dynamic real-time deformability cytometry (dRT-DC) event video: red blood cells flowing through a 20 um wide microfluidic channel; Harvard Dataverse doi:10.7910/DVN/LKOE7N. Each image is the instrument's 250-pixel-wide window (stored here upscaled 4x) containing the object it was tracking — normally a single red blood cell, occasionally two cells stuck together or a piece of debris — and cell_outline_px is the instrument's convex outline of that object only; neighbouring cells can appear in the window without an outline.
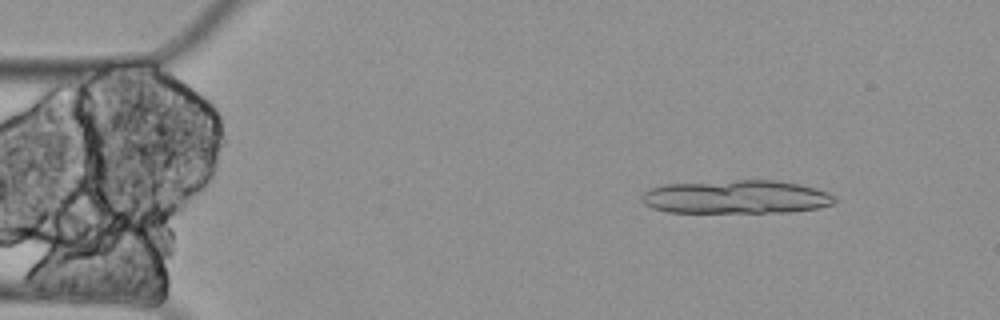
{"species": "Egyptian fruit bat (a non-hibernating species)", "species_latin": "Rousettus aegyptiacus", "temperature_condition": "cold", "stored_images_in_passage": 7, "segment_of_instrument_passage": [1, 2], "camera_frame_rate_fps": 3000, "um_per_image_px": 0.085, "animal": {"sex": "female"}, "frame": {"image": 1, "passage_image": 2, "time_ms": 0.333, "image_size_px": [1000, 320], "cell_outline_px": [[836, 200], [832, 204], [816, 208], [792, 212], [668, 212], [652, 208], [644, 204], [640, 200], [640, 196], [644, 192], [652, 188], [664, 184], [736, 180], [776, 180], [816, 188], [828, 192], [836, 196]], "centroid_in_image_um": [62.56, 16.74], "position_along_channel_um": 22.4, "area_um2": 37.74}}